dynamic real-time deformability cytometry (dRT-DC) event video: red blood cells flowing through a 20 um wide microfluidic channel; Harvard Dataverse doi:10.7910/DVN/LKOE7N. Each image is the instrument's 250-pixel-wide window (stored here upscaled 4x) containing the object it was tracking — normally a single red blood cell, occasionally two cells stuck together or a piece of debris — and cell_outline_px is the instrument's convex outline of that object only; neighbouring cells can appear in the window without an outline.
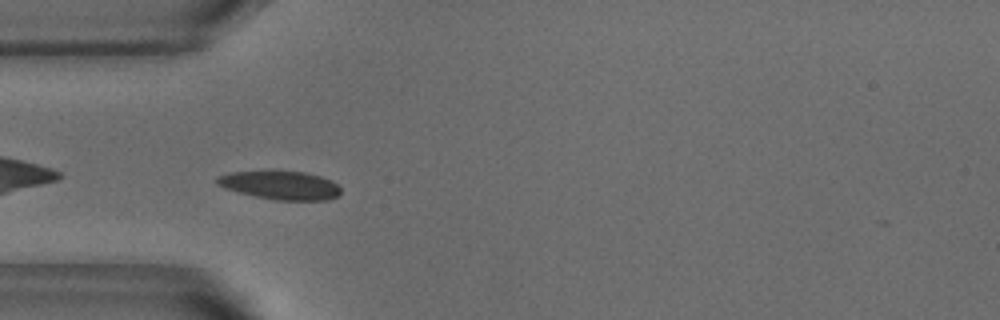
{"species": "common noctule bat (a hibernating species)", "species_latin": "Nyctalus noctula", "temperature_condition": "warm", "stored_images_in_passage": 19, "camera_frame_rate_fps": 3000, "um_per_image_px": 0.085, "animal": {"sex": "male", "body_mass_g": 18.8}, "frame": {"image": 1, "passage_image": 1, "time_ms": 0.0, "image_size_px": [1000, 320], "cell_outline_px": [[340, 196], [328, 200], [276, 200], [256, 196], [224, 188], [216, 184], [216, 176], [232, 172], [276, 168], [304, 172], [320, 176], [332, 180], [340, 188]], "centroid_in_image_um": [23.82, 15.7], "position_along_channel_um": 61.2, "area_um2": 21.33}}
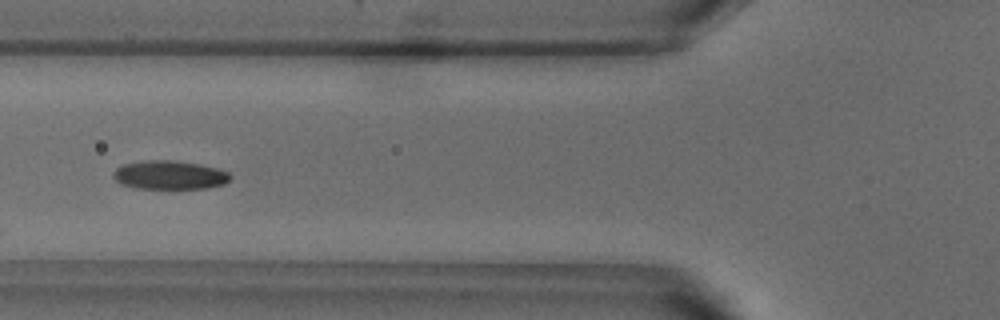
{"frame": {"image": 2, "passage_image": 5, "time_ms": 1.333, "image_size_px": [1000, 320], "cell_outline_px": [[232, 176], [224, 184], [208, 188], [136, 188], [120, 184], [112, 176], [112, 172], [116, 168], [124, 164], [144, 160], [172, 160], [200, 164], [216, 168], [228, 172]], "centroid_in_image_um": [14.39, 14.87], "position_along_channel_um": 111.4, "area_um2": 19.59}}